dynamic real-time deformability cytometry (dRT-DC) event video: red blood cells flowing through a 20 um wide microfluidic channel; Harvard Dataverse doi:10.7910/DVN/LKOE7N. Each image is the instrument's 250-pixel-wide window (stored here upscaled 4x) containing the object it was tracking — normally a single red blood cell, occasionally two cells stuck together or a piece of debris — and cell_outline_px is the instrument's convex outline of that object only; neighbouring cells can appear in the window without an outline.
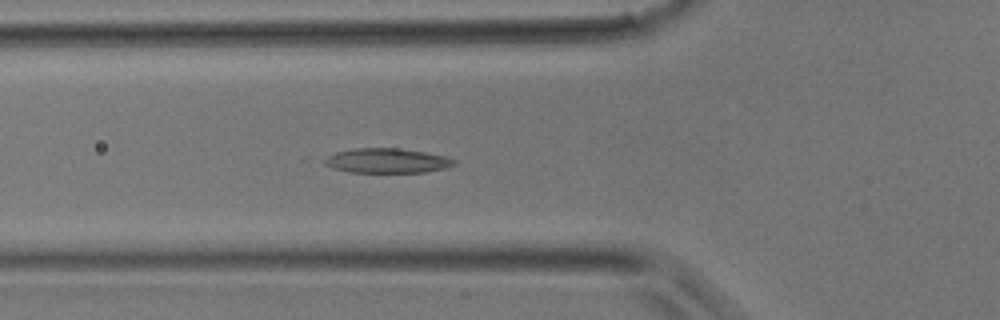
{"species": "common noctule bat (a hibernating species)", "species_latin": "Nyctalus noctula", "temperature_condition": "room temperature", "stored_images_in_passage": 37, "camera_frame_rate_fps": 3000, "um_per_image_px": 0.085, "animal": {"sex": "male", "body_mass_g": 17.9}, "frame": {"image": 1, "passage_image": 12, "time_ms": 3.667, "image_size_px": [1000, 320], "cell_outline_px": [[456, 164], [448, 168], [424, 172], [348, 172], [324, 164], [316, 160], [336, 152], [356, 148], [396, 148], [424, 152], [448, 156], [456, 160]], "centroid_in_image_um": [32.88, 13.66], "position_along_channel_um": 92.9, "area_um2": 18.84}}
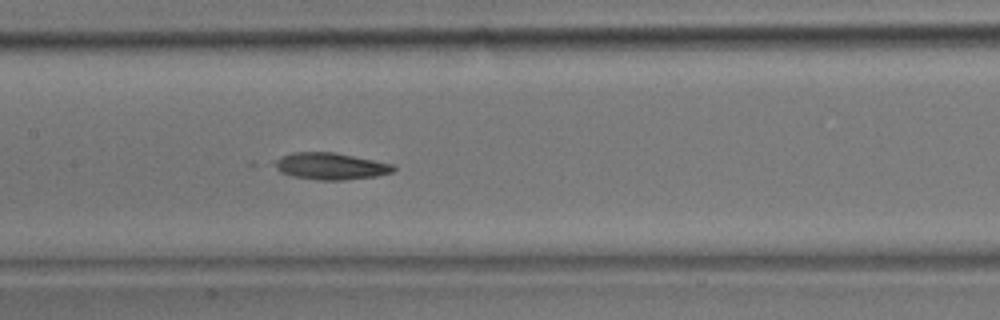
{"frame": {"image": 2, "passage_image": 17, "time_ms": 5.333, "image_size_px": [1000, 320], "cell_outline_px": [[396, 168], [392, 172], [376, 176], [344, 180], [316, 180], [292, 176], [280, 172], [268, 164], [280, 156], [292, 152], [332, 152], [396, 164]], "centroid_in_image_um": [28.03, 14.12], "position_along_channel_um": 179.4, "area_um2": 18.9}}
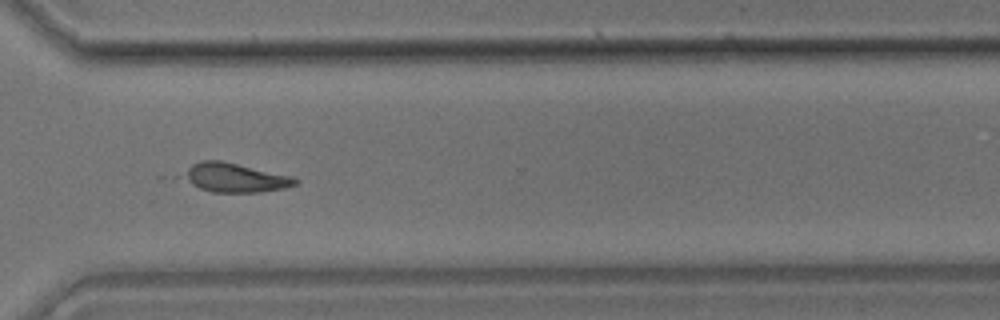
{"frame": {"image": 3, "passage_image": 27, "time_ms": 8.667, "image_size_px": [1000, 320], "cell_outline_px": [[300, 180], [296, 184], [284, 188], [256, 192], [212, 192], [200, 188], [172, 176], [192, 164], [200, 160], [220, 160], [292, 176]], "centroid_in_image_um": [19.8, 15.09], "position_along_channel_um": 350.8, "area_um2": 19.42}}